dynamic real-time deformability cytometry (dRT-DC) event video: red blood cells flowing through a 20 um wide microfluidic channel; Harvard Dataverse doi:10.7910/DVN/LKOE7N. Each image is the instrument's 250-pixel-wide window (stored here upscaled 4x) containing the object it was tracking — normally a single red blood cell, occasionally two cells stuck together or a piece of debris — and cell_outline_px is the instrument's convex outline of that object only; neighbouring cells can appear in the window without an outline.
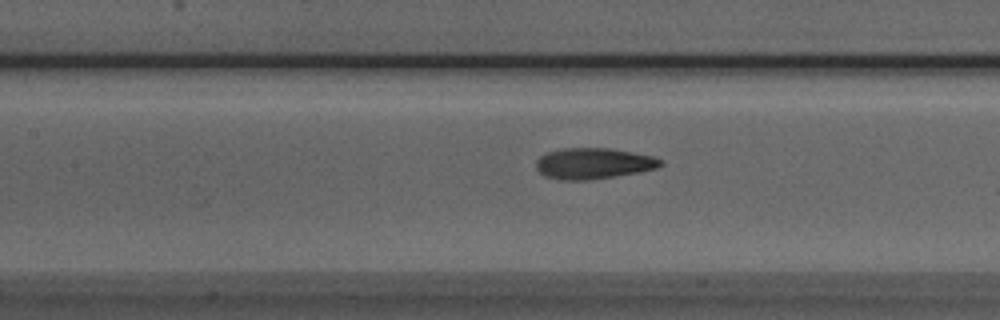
{"species": "Egyptian fruit bat (a non-hibernating species)", "species_latin": "Rousettus aegyptiacus", "temperature_condition": "room temperature", "stored_images_in_passage": 26, "camera_frame_rate_fps": 3000, "um_per_image_px": 0.085, "animal": {"sex": "male"}, "frame": {"image": 1, "passage_image": 22, "time_ms": 7.0, "image_size_px": [1000, 320], "cell_outline_px": [[664, 164], [656, 168], [640, 172], [588, 180], [560, 180], [544, 176], [536, 168], [536, 160], [540, 156], [548, 152], [564, 148], [608, 148], [652, 156], [660, 160]], "centroid_in_image_um": [50.41, 13.9], "position_along_channel_um": 157.0, "area_um2": 22.31}}
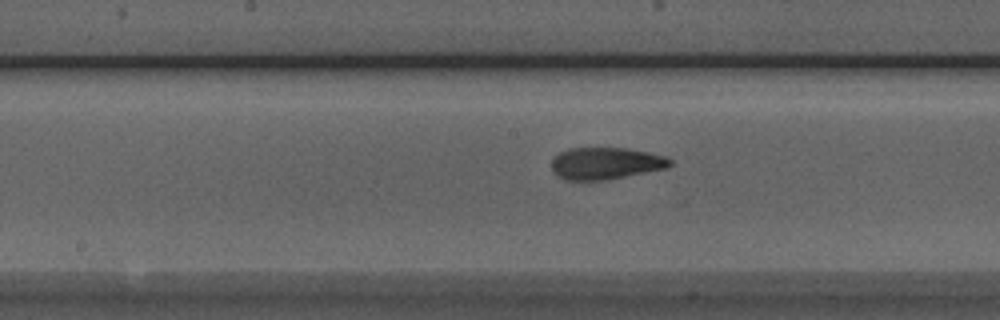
{"frame": {"image": 2, "passage_image": 25, "time_ms": 8.0, "image_size_px": [1000, 320], "cell_outline_px": [[672, 164], [664, 168], [608, 180], [564, 180], [556, 176], [552, 168], [552, 160], [560, 152], [568, 148], [628, 148], [648, 152], [664, 156], [672, 160]], "centroid_in_image_um": [51.45, 13.89], "position_along_channel_um": 196.7, "area_um2": 22.02}}